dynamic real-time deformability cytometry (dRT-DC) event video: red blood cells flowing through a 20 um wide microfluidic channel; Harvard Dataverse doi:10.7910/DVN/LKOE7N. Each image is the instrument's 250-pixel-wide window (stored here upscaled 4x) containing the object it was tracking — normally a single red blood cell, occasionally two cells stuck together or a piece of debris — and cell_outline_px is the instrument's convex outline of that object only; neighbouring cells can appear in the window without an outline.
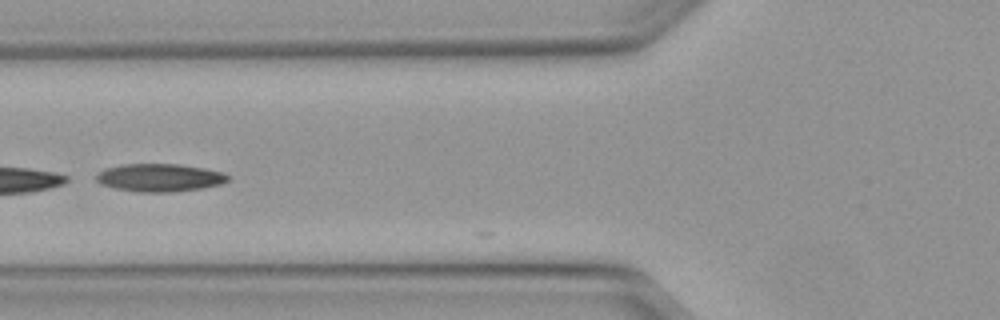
{"species": "Egyptian fruit bat (a non-hibernating species)", "species_latin": "Rousettus aegyptiacus", "temperature_condition": "warm", "stored_images_in_passage": 7, "camera_frame_rate_fps": 3000, "um_per_image_px": 0.085, "animal": {"sex": "female"}, "frame": {"image": 1, "passage_image": 3, "time_ms": 0.667, "image_size_px": [1000, 320], "cell_outline_px": [[228, 180], [220, 184], [200, 188], [168, 192], [140, 192], [116, 188], [100, 184], [96, 180], [96, 176], [104, 168], [120, 164], [180, 164], [204, 168], [224, 172], [228, 176]], "centroid_in_image_um": [13.54, 15.09], "position_along_channel_um": 112.3, "area_um2": 21.27}}